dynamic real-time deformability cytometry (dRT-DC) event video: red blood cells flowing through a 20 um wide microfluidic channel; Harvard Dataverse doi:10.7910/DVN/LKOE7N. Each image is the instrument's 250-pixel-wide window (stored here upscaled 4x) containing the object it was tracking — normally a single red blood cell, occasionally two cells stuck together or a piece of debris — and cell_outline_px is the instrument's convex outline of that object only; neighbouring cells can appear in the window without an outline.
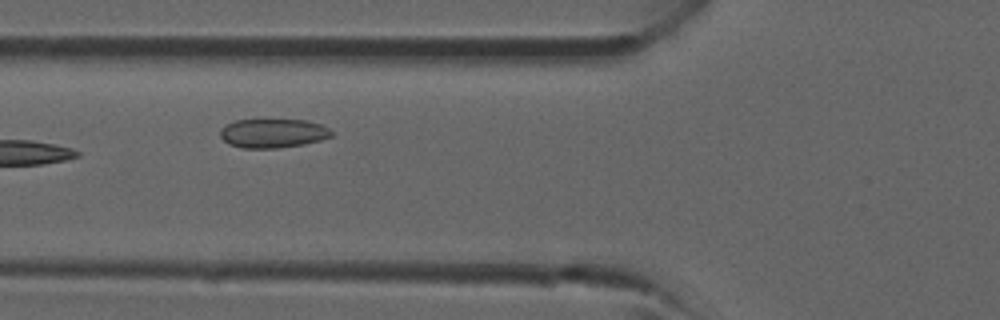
{"species": "common noctule bat (a hibernating species)", "species_latin": "Nyctalus noctula", "temperature_condition": "room temperature", "stored_images_in_passage": 7, "camera_frame_rate_fps": 3000, "um_per_image_px": 0.085, "animal": {"sex": "male", "forearm_length_mm": 52.5}, "frame": {"image": 1, "passage_image": 3, "time_ms": 0.667, "image_size_px": [1000, 320], "cell_outline_px": [[332, 136], [320, 140], [304, 144], [276, 148], [240, 148], [228, 144], [220, 136], [220, 128], [224, 124], [236, 120], [308, 120], [320, 124], [328, 128], [332, 132]], "centroid_in_image_um": [23.16, 11.33], "position_along_channel_um": 102.6, "area_um2": 18.9}}
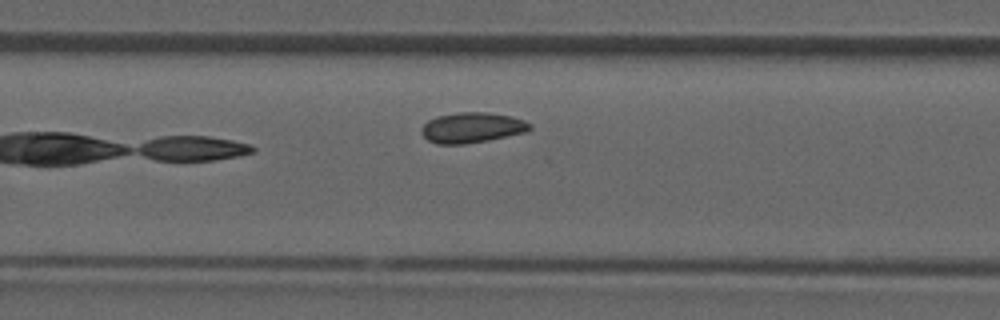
{"frame": {"image": 2, "passage_image": 7, "time_ms": 2.0, "image_size_px": [1000, 320], "cell_outline_px": [[532, 128], [524, 132], [488, 140], [464, 144], [436, 144], [428, 140], [420, 132], [420, 128], [428, 120], [436, 116], [456, 112], [488, 112], [512, 116], [524, 120], [532, 124]], "centroid_in_image_um": [40.09, 10.84], "position_along_channel_um": 167.3, "area_um2": 19.31}}